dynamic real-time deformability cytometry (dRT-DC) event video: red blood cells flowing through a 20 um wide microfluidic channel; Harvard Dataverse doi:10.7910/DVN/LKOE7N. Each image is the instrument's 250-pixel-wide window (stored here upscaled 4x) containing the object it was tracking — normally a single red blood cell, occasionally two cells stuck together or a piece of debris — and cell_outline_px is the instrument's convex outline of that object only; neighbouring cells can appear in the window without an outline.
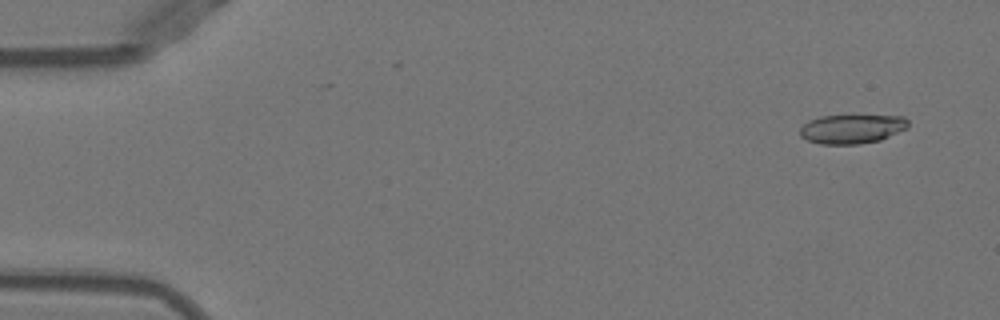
{"species": "Egyptian fruit bat (a non-hibernating species)", "species_latin": "Rousettus aegyptiacus", "temperature_condition": "warm", "stored_images_in_passage": 52, "camera_frame_rate_fps": 3000, "um_per_image_px": 0.085, "animal": {"sex": "female"}, "frame": {"image": 1, "passage_image": 4, "time_ms": 1.0, "image_size_px": [1000, 320], "cell_outline_px": [[908, 128], [880, 140], [860, 144], [820, 144], [808, 140], [800, 136], [800, 128], [808, 120], [820, 116], [904, 116], [908, 120]], "centroid_in_image_um": [72.41, 10.96], "position_along_channel_um": 12.6, "area_um2": 18.32}}
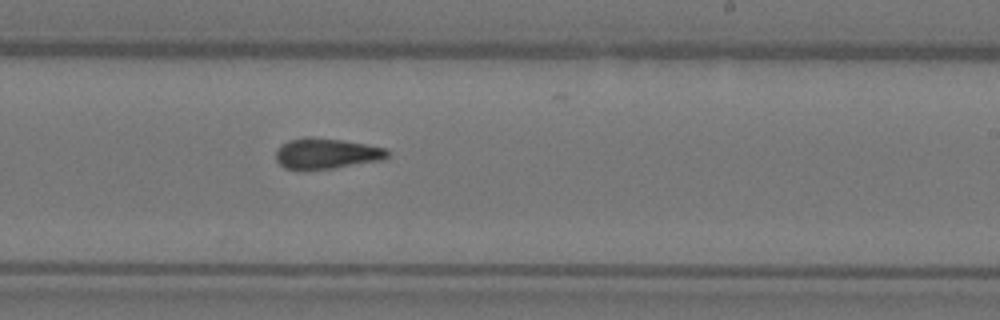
{"frame": {"image": 2, "passage_image": 32, "time_ms": 10.333, "image_size_px": [1000, 320], "cell_outline_px": [[388, 156], [380, 160], [332, 168], [304, 172], [284, 168], [276, 160], [276, 152], [280, 144], [288, 140], [304, 136], [312, 136], [340, 140], [364, 144], [384, 148], [388, 152]], "centroid_in_image_um": [27.63, 13.06], "position_along_channel_um": 261.4, "area_um2": 20.17}}
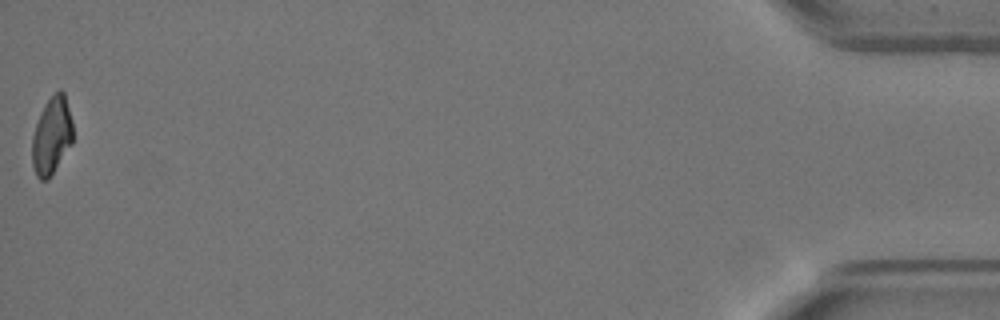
{"frame": {"image": 3, "passage_image": 52, "time_ms": 17.0, "image_size_px": [1000, 320], "cell_outline_px": [[72, 144], [48, 180], [40, 180], [36, 176], [32, 164], [32, 136], [40, 112], [44, 104], [60, 88], [64, 92], [72, 120]], "centroid_in_image_um": [4.39, 11.55], "position_along_channel_um": 430.8, "area_um2": 18.44}, "authors_computed_cell_mechanics": {"area_um2": 19.7387, "velocity_mm_per_s": 3.9888, "shape_relaxation_time_tau1_ms": null, "shape_relaxation_time_tau2_ms": 3.0924, "deformation_change_tau1": null, "deformation_change_tau2": 0.1197}}